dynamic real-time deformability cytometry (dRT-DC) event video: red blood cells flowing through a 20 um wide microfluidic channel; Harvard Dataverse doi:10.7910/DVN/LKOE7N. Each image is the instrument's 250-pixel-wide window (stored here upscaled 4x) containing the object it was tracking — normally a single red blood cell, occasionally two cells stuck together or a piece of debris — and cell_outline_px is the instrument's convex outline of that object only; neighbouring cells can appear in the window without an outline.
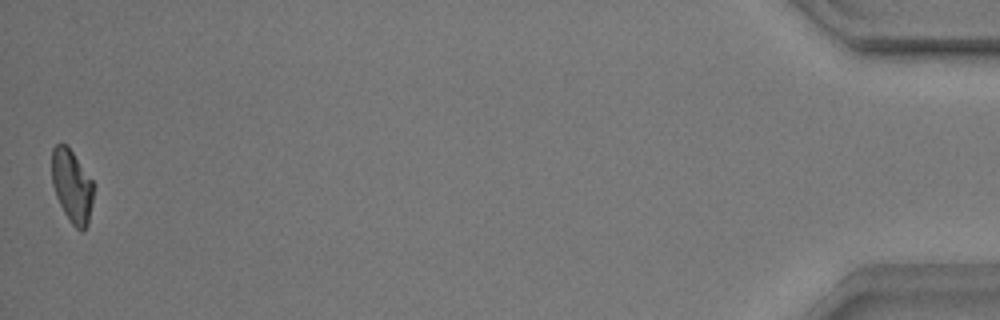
{"species": "common noctule bat (a hibernating species)", "species_latin": "Nyctalus noctula", "temperature_condition": "warm", "stored_images_in_passage": 56, "camera_frame_rate_fps": 3000, "um_per_image_px": 0.085, "animal": {"sex": "male", "body_mass_g": 17.9}, "frame": {"image": 1, "passage_image": 56, "time_ms": 18.333, "image_size_px": [1000, 320], "cell_outline_px": [[96, 184], [88, 224], [84, 232], [80, 232], [72, 224], [64, 212], [56, 196], [52, 184], [52, 148], [56, 144], [64, 144], [72, 152]], "centroid_in_image_um": [6.15, 15.85], "position_along_channel_um": 429.1, "area_um2": 17.92}, "authors_computed_cell_mechanics": {"area_um2": 18.5827, "velocity_mm_per_s": 3.5305, "shape_relaxation_time_tau1_ms": 4.5368, "shape_relaxation_time_tau2_ms": 1.8511, "deformation_change_tau1": 0.1493, "deformation_change_tau2": 0.0697}}